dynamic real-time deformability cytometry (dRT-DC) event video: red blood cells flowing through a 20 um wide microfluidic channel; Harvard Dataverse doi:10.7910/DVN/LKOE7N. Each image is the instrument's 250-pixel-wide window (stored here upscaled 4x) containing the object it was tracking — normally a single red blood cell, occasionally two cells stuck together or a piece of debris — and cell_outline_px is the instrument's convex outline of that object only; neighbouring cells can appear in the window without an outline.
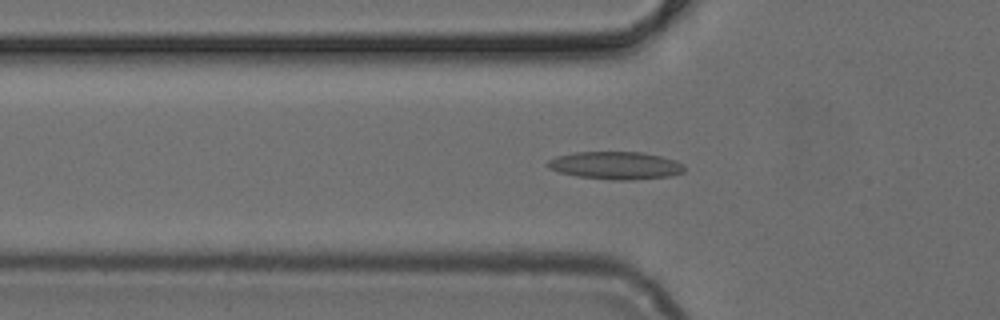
{"species": "common noctule bat (a hibernating species)", "species_latin": "Nyctalus noctula", "temperature_condition": "cold", "stored_images_in_passage": 51, "camera_frame_rate_fps": 3000, "um_per_image_px": 0.085, "animal": {"sex": "female", "body_mass_g": 24.6, "forearm_length_mm": 56.2}, "frame": {"image": 1, "passage_image": 17, "time_ms": 5.333, "image_size_px": [1000, 320], "cell_outline_px": [[684, 172], [668, 176], [632, 180], [608, 180], [576, 176], [560, 172], [548, 168], [548, 160], [556, 156], [572, 152], [644, 152], [676, 160], [684, 164]], "centroid_in_image_um": [52.32, 14.06], "position_along_channel_um": 73.5, "area_um2": 22.2}}
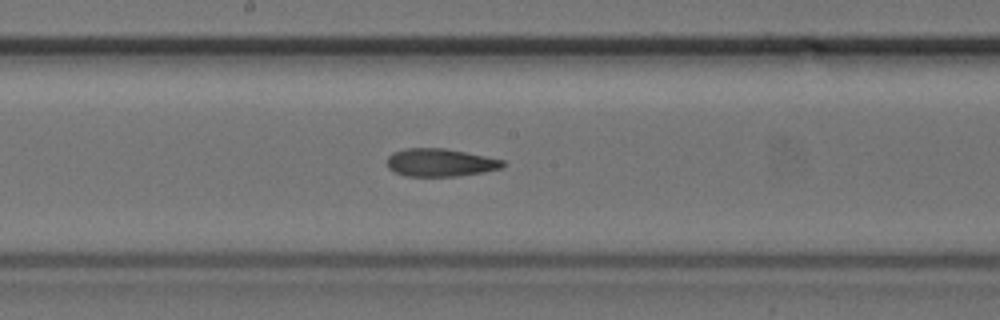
{"frame": {"image": 2, "passage_image": 27, "time_ms": 8.667, "image_size_px": [1000, 320], "cell_outline_px": [[508, 164], [504, 168], [484, 172], [456, 176], [404, 176], [388, 168], [388, 156], [392, 152], [404, 148], [444, 148], [504, 160]], "centroid_in_image_um": [37.45, 13.82], "position_along_channel_um": 210.8, "area_um2": 18.9}}
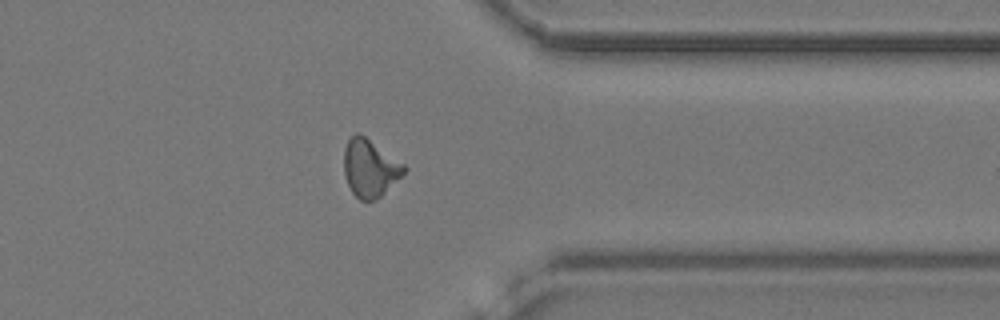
{"frame": {"image": 3, "passage_image": 40, "time_ms": 13.0, "image_size_px": [1000, 320], "cell_outline_px": [[408, 168], [376, 200], [360, 200], [352, 192], [344, 176], [344, 148], [348, 140], [356, 132], [360, 132], [404, 164]], "centroid_in_image_um": [31.41, 14.26], "position_along_channel_um": 380.0, "area_um2": 19.94}}